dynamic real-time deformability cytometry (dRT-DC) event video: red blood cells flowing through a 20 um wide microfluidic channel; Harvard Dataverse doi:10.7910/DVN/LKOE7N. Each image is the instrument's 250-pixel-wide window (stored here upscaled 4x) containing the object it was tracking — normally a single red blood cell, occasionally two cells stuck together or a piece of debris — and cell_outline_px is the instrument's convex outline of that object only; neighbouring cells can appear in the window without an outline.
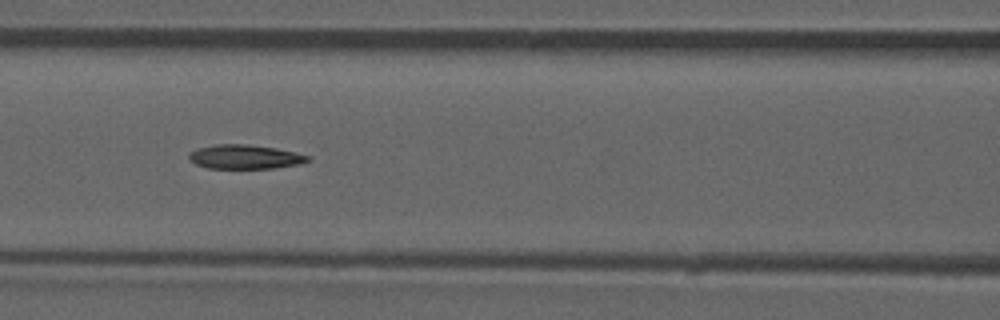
{"species": "common noctule bat (a hibernating species)", "species_latin": "Nyctalus noctula", "temperature_condition": "room temperature", "stored_images_in_passage": 52, "camera_frame_rate_fps": 3000, "um_per_image_px": 0.085, "animal": {"sex": "male", "forearm_length_mm": 52.5}, "frame": {"image": 1, "passage_image": 23, "time_ms": 7.333, "image_size_px": [1000, 320], "cell_outline_px": [[312, 160], [300, 164], [272, 168], [208, 168], [196, 164], [188, 156], [188, 152], [196, 148], [216, 144], [248, 144], [276, 148], [296, 152], [312, 156]], "centroid_in_image_um": [20.86, 13.32], "position_along_channel_um": 145.7, "area_um2": 16.88}}